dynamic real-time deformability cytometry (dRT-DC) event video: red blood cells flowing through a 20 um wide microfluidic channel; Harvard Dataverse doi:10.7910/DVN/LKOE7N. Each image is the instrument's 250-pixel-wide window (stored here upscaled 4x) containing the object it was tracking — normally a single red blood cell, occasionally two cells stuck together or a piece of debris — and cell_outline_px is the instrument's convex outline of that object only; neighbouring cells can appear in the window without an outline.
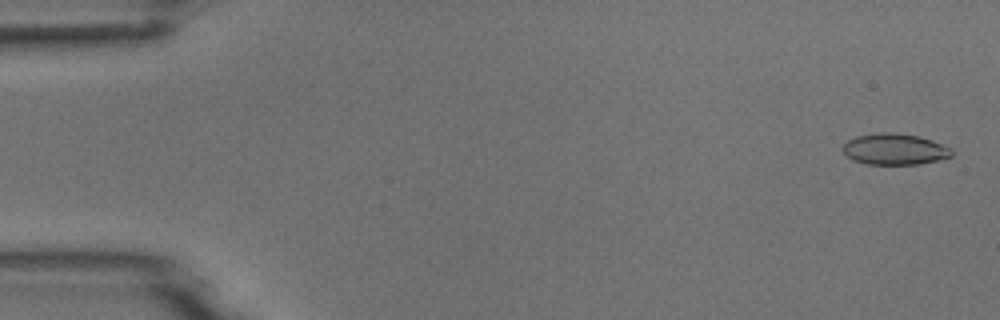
{"species": "common noctule bat (a hibernating species)", "species_latin": "Nyctalus noctula", "temperature_condition": "room temperature", "stored_images_in_passage": 53, "camera_frame_rate_fps": 3000, "um_per_image_px": 0.085, "animal": {"sex": "male", "body_mass_g": 18.8}, "frame": {"image": 1, "passage_image": 2, "time_ms": 0.333, "image_size_px": [1000, 320], "cell_outline_px": [[952, 156], [920, 164], [864, 164], [852, 160], [840, 148], [848, 140], [856, 136], [880, 132], [892, 132], [920, 136], [932, 140], [948, 148], [952, 152]], "centroid_in_image_um": [75.99, 12.68], "position_along_channel_um": 9.0, "area_um2": 19.71}}
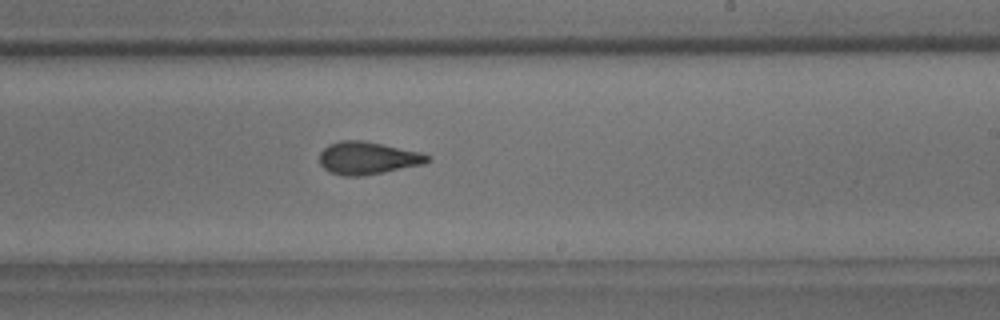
{"frame": {"image": 2, "passage_image": 32, "time_ms": 10.333, "image_size_px": [1000, 320], "cell_outline_px": [[432, 160], [424, 164], [364, 176], [344, 176], [332, 172], [324, 168], [320, 164], [320, 152], [328, 144], [340, 140], [360, 140], [420, 152], [432, 156]], "centroid_in_image_um": [31.27, 13.44], "position_along_channel_um": 257.7, "area_um2": 20.46}}
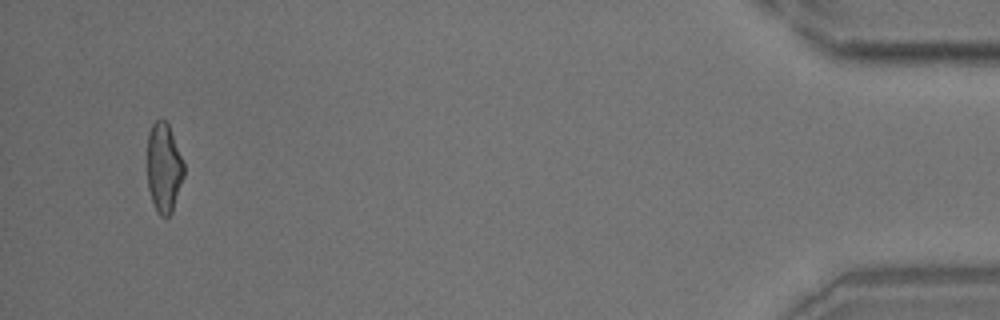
{"frame": {"image": 3, "passage_image": 51, "time_ms": 16.667, "image_size_px": [1000, 320], "cell_outline_px": [[184, 176], [172, 212], [168, 216], [160, 216], [156, 212], [148, 188], [148, 132], [152, 124], [156, 120], [164, 120], [168, 124], [184, 160]], "centroid_in_image_um": [13.94, 14.26], "position_along_channel_um": 421.3, "area_um2": 19.13}}